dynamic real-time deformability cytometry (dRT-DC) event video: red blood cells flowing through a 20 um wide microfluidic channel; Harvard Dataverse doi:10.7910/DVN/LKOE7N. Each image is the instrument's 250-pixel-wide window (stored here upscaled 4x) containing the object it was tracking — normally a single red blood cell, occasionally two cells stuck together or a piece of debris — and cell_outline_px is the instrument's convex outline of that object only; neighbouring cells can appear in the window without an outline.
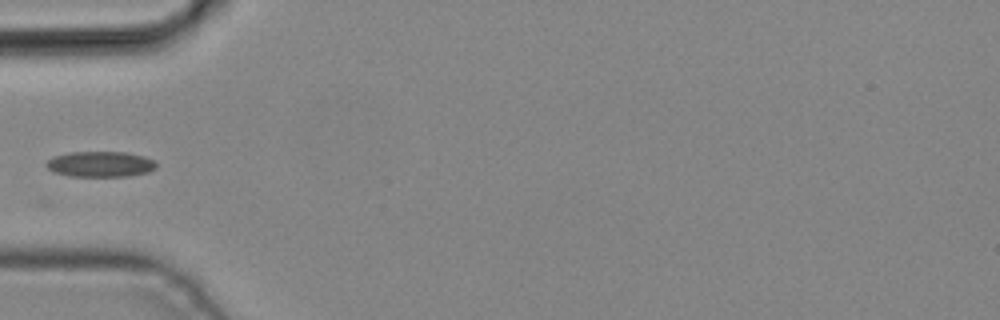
{"species": "common noctule bat (a hibernating species)", "species_latin": "Nyctalus noctula", "temperature_condition": "cold", "stored_images_in_passage": 3, "camera_frame_rate_fps": 3000, "um_per_image_px": 0.085, "animal": {"sex": "male", "body_mass_g": 19.2, "forearm_length_mm": 51.8}, "frame": {"image": 1, "passage_image": 3, "time_ms": 0.667, "image_size_px": [1000, 320], "cell_outline_px": [[156, 168], [148, 172], [128, 176], [68, 176], [52, 172], [44, 164], [52, 156], [68, 152], [128, 152], [144, 156], [152, 160], [156, 164]], "centroid_in_image_um": [8.48, 13.95], "position_along_channel_um": 76.5, "area_um2": 16.53}}